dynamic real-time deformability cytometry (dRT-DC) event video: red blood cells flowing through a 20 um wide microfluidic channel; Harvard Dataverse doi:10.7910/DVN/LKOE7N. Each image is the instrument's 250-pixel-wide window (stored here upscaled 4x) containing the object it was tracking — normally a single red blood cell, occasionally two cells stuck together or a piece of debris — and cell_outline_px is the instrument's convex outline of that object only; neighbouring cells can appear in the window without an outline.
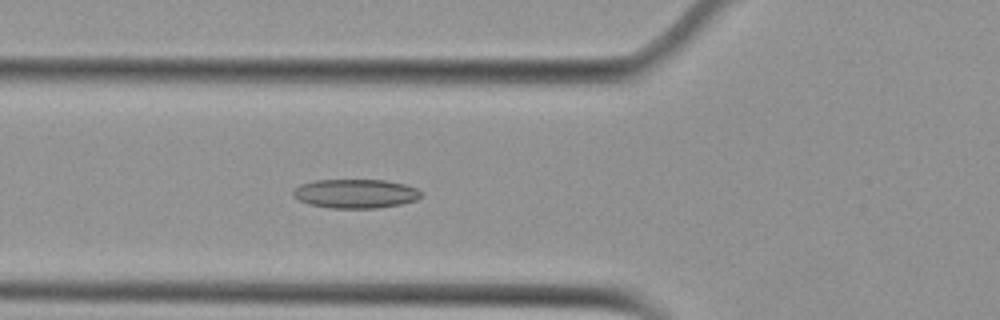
{"species": "Egyptian fruit bat (a non-hibernating species)", "species_latin": "Rousettus aegyptiacus", "temperature_condition": "cold", "stored_images_in_passage": 53, "camera_frame_rate_fps": 3000, "um_per_image_px": 0.085, "animal": {"sex": "female"}, "frame": {"image": 1, "passage_image": 19, "time_ms": 6.0, "image_size_px": [1000, 320], "cell_outline_px": [[420, 196], [416, 200], [400, 204], [376, 208], [328, 208], [308, 204], [292, 196], [292, 192], [300, 184], [316, 180], [384, 180], [404, 184], [416, 188], [420, 192]], "centroid_in_image_um": [30.18, 16.46], "position_along_channel_um": 95.6, "area_um2": 21.56}}
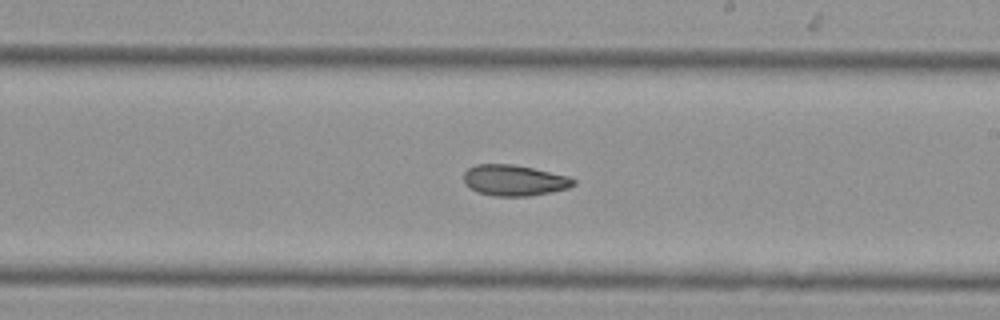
{"frame": {"image": 2, "passage_image": 31, "time_ms": 10.0, "image_size_px": [1000, 320], "cell_outline_px": [[576, 184], [568, 188], [552, 192], [528, 196], [492, 196], [476, 192], [464, 184], [464, 172], [468, 168], [476, 164], [512, 164], [532, 168], [568, 176], [576, 180]], "centroid_in_image_um": [43.69, 15.33], "position_along_channel_um": 245.3, "area_um2": 19.88}}
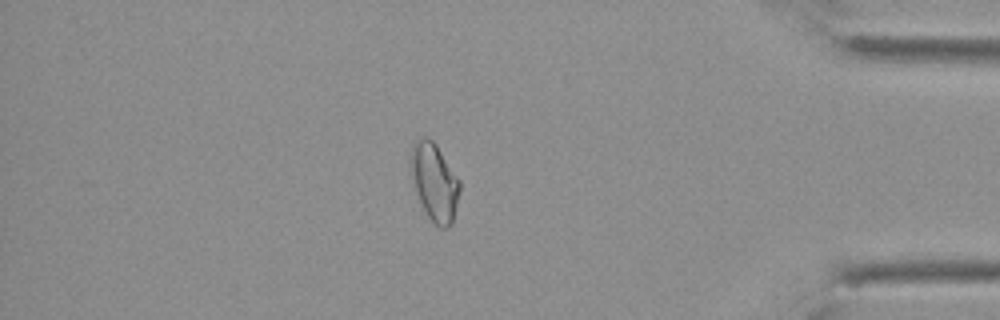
{"frame": {"image": 3, "passage_image": 46, "time_ms": 15.0, "image_size_px": [1000, 320], "cell_outline_px": [[460, 188], [452, 224], [448, 228], [440, 228], [428, 216], [416, 192], [412, 176], [412, 148], [416, 140], [424, 136], [428, 136], [436, 144], [460, 180]], "centroid_in_image_um": [36.96, 15.47], "position_along_channel_um": 398.2, "area_um2": 21.62}, "authors_computed_cell_mechanics": {"area_um2": 21.5594, "velocity_mm_per_s": 3.7494, "shape_relaxation_time_tau1_ms": null, "shape_relaxation_time_tau2_ms": 5.1938, "deformation_change_tau1": null, "deformation_change_tau2": 0.1073}}